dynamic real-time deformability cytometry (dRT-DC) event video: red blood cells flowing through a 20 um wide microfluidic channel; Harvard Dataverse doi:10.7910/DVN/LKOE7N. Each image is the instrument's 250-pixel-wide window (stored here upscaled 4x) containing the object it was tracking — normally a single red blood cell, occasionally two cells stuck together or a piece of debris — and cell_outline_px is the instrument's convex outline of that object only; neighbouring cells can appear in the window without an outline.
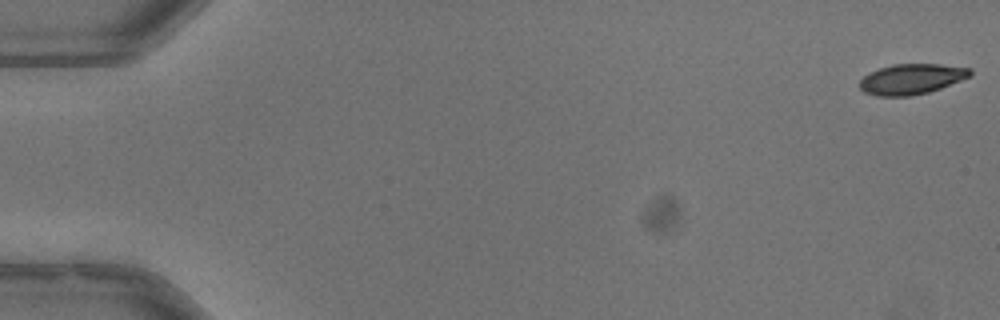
{"species": "common noctule bat (a hibernating species)", "species_latin": "Nyctalus noctula", "temperature_condition": "warm", "stored_images_in_passage": 53, "camera_frame_rate_fps": 3000, "um_per_image_px": 0.085, "animal": {"sex": "male", "body_mass_g": 13.3}, "frame": {"image": 1, "passage_image": 1, "time_ms": 0.0, "image_size_px": [1000, 320], "cell_outline_px": [[972, 76], [940, 88], [928, 92], [912, 96], [876, 96], [864, 92], [860, 88], [860, 80], [868, 72], [892, 64], [940, 64], [972, 68]], "centroid_in_image_um": [77.48, 6.71], "position_along_channel_um": 7.5, "area_um2": 19.71}}
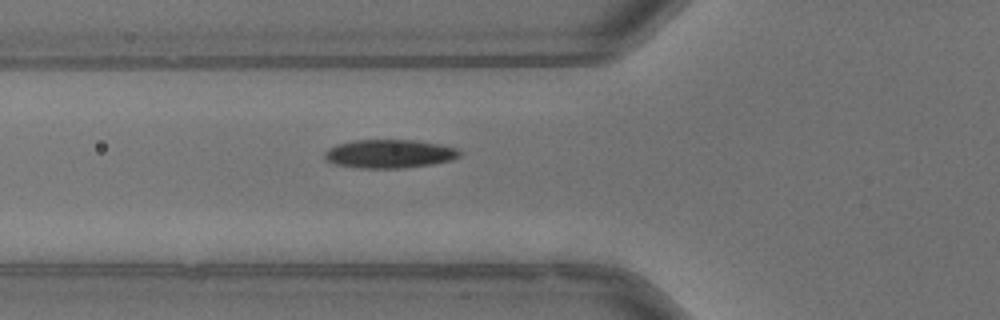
{"frame": {"image": 2, "passage_image": 20, "time_ms": 6.333, "image_size_px": [1000, 320], "cell_outline_px": [[460, 156], [452, 160], [432, 164], [400, 168], [360, 168], [336, 164], [324, 160], [324, 152], [328, 148], [336, 144], [352, 140], [416, 140], [440, 144], [460, 148]], "centroid_in_image_um": [33.1, 13.06], "position_along_channel_um": 92.7, "area_um2": 22.66}}
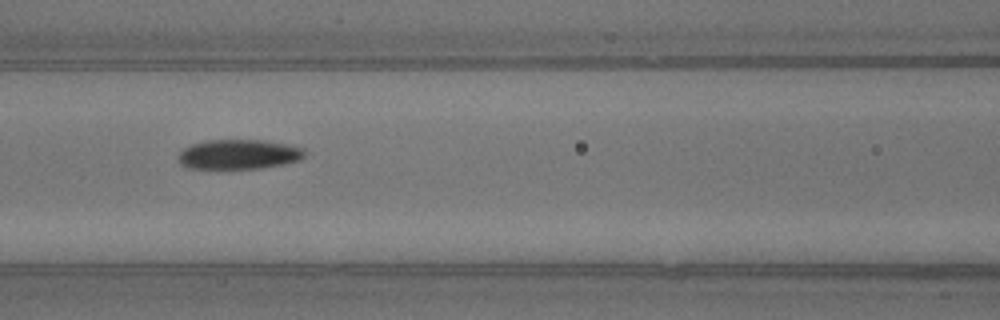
{"frame": {"image": 3, "passage_image": 24, "time_ms": 7.667, "image_size_px": [1000, 320], "cell_outline_px": [[304, 156], [300, 160], [284, 164], [260, 168], [188, 168], [180, 164], [176, 156], [184, 148], [192, 144], [208, 140], [264, 140], [288, 144], [304, 148]], "centroid_in_image_um": [20.29, 13.11], "position_along_channel_um": 146.3, "area_um2": 21.91}, "authors_computed_cell_mechanics": {"area_um2": 21.5016, "velocity_mm_per_s": 3.9765, "shape_relaxation_time_tau1_ms": 4.2651, "shape_relaxation_time_tau2_ms": 5.1123, "deformation_change_tau1": 0.1513, "deformation_change_tau2": 0.0888}}